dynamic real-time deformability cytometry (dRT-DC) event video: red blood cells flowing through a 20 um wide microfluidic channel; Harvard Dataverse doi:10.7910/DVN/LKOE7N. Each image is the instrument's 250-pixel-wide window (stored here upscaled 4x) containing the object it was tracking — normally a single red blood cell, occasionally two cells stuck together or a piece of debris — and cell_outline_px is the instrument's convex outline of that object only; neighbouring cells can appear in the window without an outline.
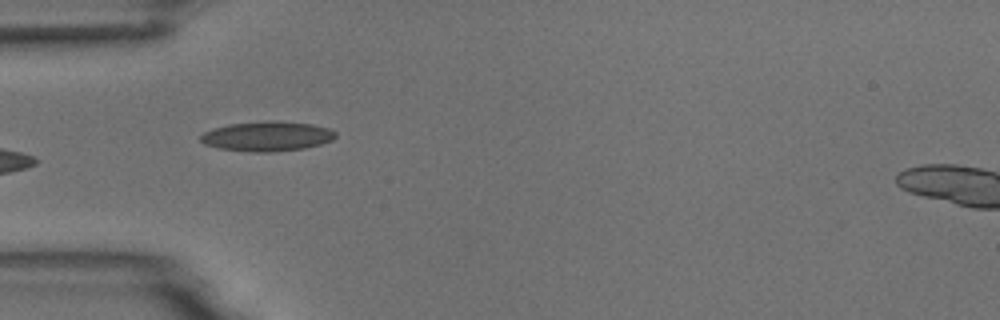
{"species": "common noctule bat (a hibernating species)", "species_latin": "Nyctalus noctula", "temperature_condition": "room temperature", "stored_images_in_passage": 7, "camera_frame_rate_fps": 3000, "um_per_image_px": 0.085, "animal": {"sex": "male", "body_mass_g": 18.8}, "frame": {"image": 1, "passage_image": 6, "time_ms": 6.0, "image_size_px": [1000, 320], "cell_outline_px": [[336, 136], [332, 140], [320, 144], [304, 148], [272, 152], [252, 152], [220, 148], [204, 144], [200, 140], [200, 136], [204, 132], [212, 128], [228, 124], [268, 120], [312, 124], [328, 128], [336, 132]], "centroid_in_image_um": [22.69, 11.58], "position_along_channel_um": 62.3, "area_um2": 23.41}}